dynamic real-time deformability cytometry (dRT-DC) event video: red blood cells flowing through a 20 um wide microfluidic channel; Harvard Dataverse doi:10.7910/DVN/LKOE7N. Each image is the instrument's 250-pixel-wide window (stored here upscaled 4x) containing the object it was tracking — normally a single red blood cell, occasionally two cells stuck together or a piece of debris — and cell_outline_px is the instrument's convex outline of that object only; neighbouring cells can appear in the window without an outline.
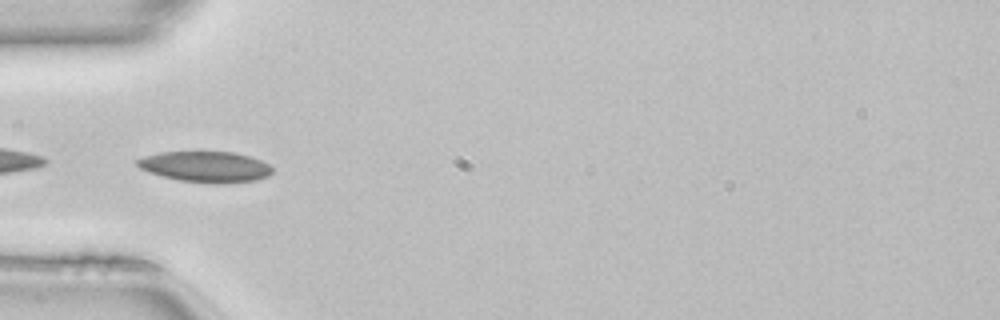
{"species": "common noctule bat (a hibernating species)", "species_latin": "Nyctalus noctula", "temperature_condition": "room temperature", "stored_images_in_passage": 36, "camera_frame_rate_fps": 3000, "um_per_image_px": 0.085, "animal": {"sex": "female", "body_mass_g": 22.7, "forearm_length_mm": 54.2}, "frame": {"image": 1, "passage_image": 16, "time_ms": 5.0, "image_size_px": [1000, 320], "cell_outline_px": [[272, 172], [268, 176], [256, 180], [224, 184], [216, 184], [180, 180], [148, 172], [140, 168], [136, 164], [136, 160], [144, 156], [160, 152], [236, 152], [260, 160], [268, 164], [272, 168]], "centroid_in_image_um": [17.48, 14.18], "position_along_channel_um": 67.5, "area_um2": 24.22}}